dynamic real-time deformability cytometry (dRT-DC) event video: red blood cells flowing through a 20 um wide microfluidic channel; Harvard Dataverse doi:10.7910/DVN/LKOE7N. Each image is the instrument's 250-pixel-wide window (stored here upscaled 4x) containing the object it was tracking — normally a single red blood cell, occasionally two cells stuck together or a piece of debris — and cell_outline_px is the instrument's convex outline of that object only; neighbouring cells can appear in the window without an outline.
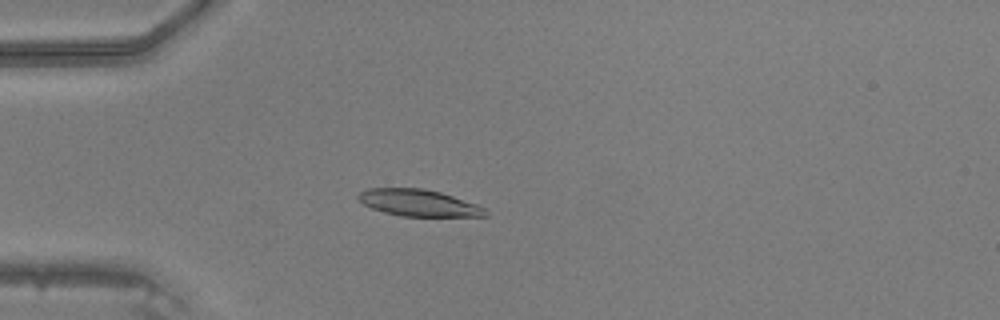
{"species": "common noctule bat (a hibernating species)", "species_latin": "Nyctalus noctula", "temperature_condition": "warm", "stored_images_in_passage": 47, "camera_frame_rate_fps": 3000, "um_per_image_px": 0.085, "animal": {"sex": "male", "body_mass_g": 20.5, "forearm_length_mm": 52.5}, "frame": {"image": 1, "passage_image": 13, "time_ms": 4.0, "image_size_px": [1000, 320], "cell_outline_px": [[488, 216], [400, 216], [384, 212], [372, 208], [364, 204], [356, 196], [360, 192], [368, 188], [424, 188], [440, 192], [476, 204], [484, 208]], "centroid_in_image_um": [35.55, 17.24], "position_along_channel_um": 49.4, "area_um2": 19.59}}
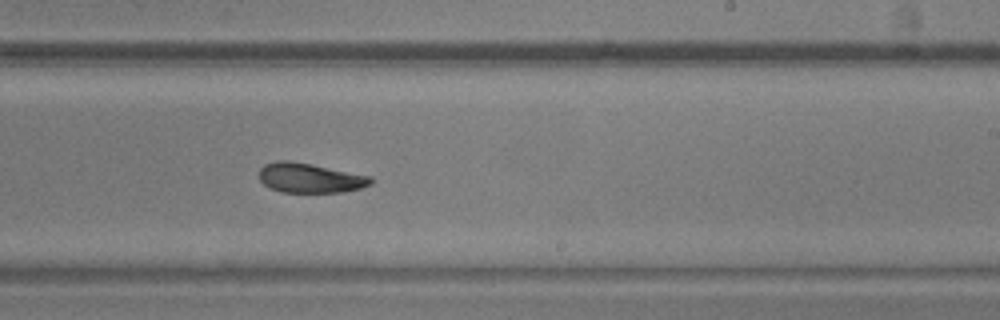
{"frame": {"image": 2, "passage_image": 29, "time_ms": 9.333, "image_size_px": [1000, 320], "cell_outline_px": [[372, 184], [360, 188], [340, 192], [280, 192], [264, 184], [260, 180], [260, 168], [264, 164], [276, 160], [288, 160], [312, 164], [372, 176]], "centroid_in_image_um": [26.35, 15.11], "position_along_channel_um": 262.7, "area_um2": 19.31}}
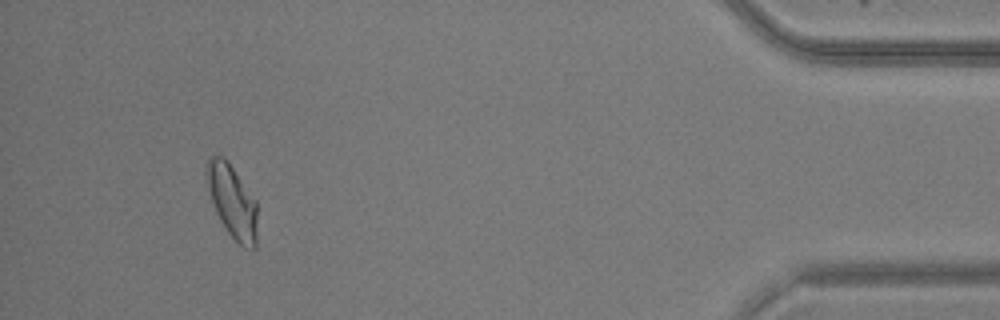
{"frame": {"image": 3, "passage_image": 44, "time_ms": 14.333, "image_size_px": [1000, 320], "cell_outline_px": [[256, 248], [244, 248], [228, 232], [220, 220], [216, 212], [208, 188], [204, 172], [208, 160], [212, 156], [224, 156], [256, 200]], "centroid_in_image_um": [19.73, 17.1], "position_along_channel_um": 415.5, "area_um2": 21.27}}